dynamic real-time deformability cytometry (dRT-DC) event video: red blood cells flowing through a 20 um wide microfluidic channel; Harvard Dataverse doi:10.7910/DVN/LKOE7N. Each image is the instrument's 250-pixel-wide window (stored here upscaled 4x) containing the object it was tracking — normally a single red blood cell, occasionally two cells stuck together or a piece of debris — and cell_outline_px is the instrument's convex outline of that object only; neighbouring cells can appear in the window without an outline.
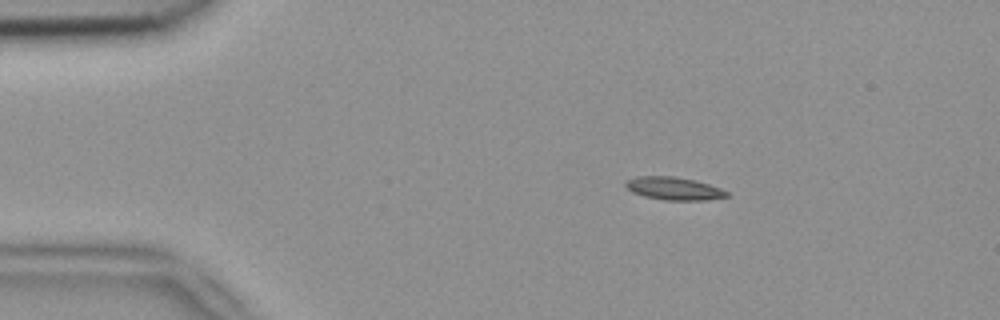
{"species": "common noctule bat (a hibernating species)", "species_latin": "Nyctalus noctula", "temperature_condition": "room temperature", "stored_images_in_passage": 5, "camera_frame_rate_fps": 3000, "um_per_image_px": 0.085, "animal": {"sex": "female", "body_mass_g": 18.4}, "frame": {"image": 1, "passage_image": 2, "time_ms": 0.333, "image_size_px": [1000, 320], "cell_outline_px": [[732, 196], [704, 200], [664, 200], [644, 196], [632, 192], [624, 184], [628, 180], [636, 176], [676, 176], [696, 180], [720, 188], [728, 192]], "centroid_in_image_um": [57.31, 16.02], "position_along_channel_um": 27.7, "area_um2": 13.53}}
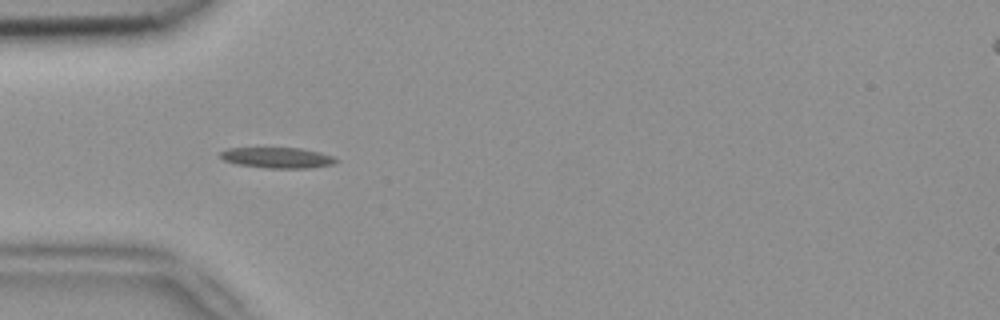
{"frame": {"image": 2, "passage_image": 4, "time_ms": 1.0, "image_size_px": [1000, 320], "cell_outline_px": [[340, 160], [336, 164], [312, 168], [268, 168], [236, 164], [224, 160], [220, 156], [220, 152], [228, 148], [300, 148], [320, 152], [332, 156]], "centroid_in_image_um": [23.63, 13.41], "position_along_channel_um": 61.4, "area_um2": 14.05}}